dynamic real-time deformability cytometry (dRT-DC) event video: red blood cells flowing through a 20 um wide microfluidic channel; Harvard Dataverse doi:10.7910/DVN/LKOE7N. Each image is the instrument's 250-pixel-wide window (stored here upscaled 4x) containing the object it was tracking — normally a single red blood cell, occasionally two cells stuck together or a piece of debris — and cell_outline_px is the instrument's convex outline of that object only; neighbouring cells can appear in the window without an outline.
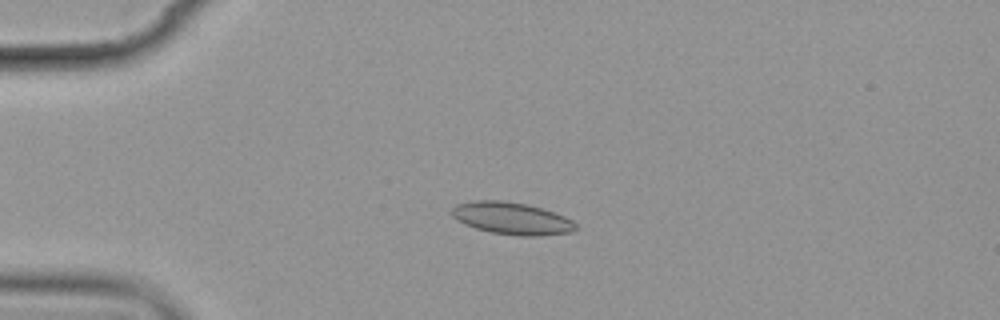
{"species": "common noctule bat (a hibernating species)", "species_latin": "Nyctalus noctula", "temperature_condition": "cold", "stored_images_in_passage": 2, "camera_frame_rate_fps": 3000, "um_per_image_px": 0.085, "animal": {"sex": "female", "body_mass_g": 19.9}, "frame": {"image": 1, "passage_image": 1, "time_ms": 0.0, "image_size_px": [1000, 320], "cell_outline_px": [[576, 228], [572, 232], [540, 236], [520, 236], [492, 232], [476, 228], [464, 224], [456, 220], [452, 216], [452, 208], [456, 204], [472, 200], [504, 200], [524, 204], [540, 208], [564, 216], [572, 220], [576, 224]], "centroid_in_image_um": [43.47, 18.56], "position_along_channel_um": 41.5, "area_um2": 23.18}}